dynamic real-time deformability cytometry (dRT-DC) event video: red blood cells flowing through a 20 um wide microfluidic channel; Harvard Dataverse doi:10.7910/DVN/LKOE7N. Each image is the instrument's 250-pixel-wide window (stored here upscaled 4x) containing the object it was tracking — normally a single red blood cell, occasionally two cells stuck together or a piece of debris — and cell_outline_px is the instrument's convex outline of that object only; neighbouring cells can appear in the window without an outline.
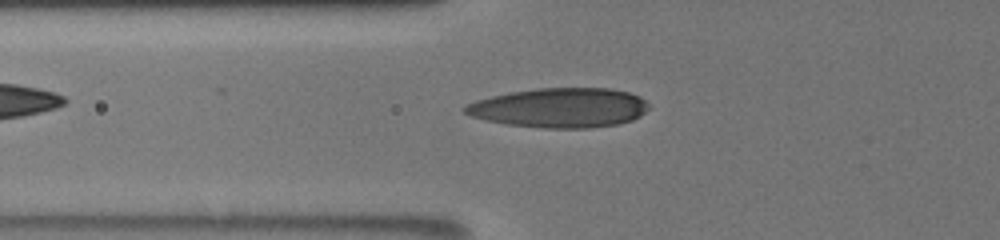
{"species": "human", "species_latin": "Homo sapiens", "temperature_condition": "room temperature", "stored_images_in_passage": 14, "camera_frame_rate_fps": 3000, "um_per_image_px": 0.085, "donor": {"sex": "male"}, "frame": {"image": 1, "passage_image": 12, "time_ms": 8.333, "image_size_px": [1000, 240], "cell_outline_px": [[652, 108], [640, 116], [632, 120], [616, 124], [588, 128], [544, 128], [508, 124], [488, 120], [472, 116], [464, 112], [460, 108], [464, 104], [476, 100], [508, 92], [540, 88], [612, 88], [628, 92], [640, 96]], "centroid_in_image_um": [47.59, 9.15], "position_along_channel_um": 78.2, "area_um2": 42.54}}
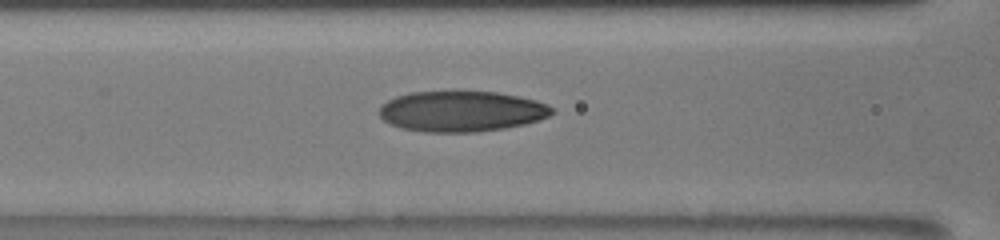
{"frame": {"image": 2, "passage_image": 14, "time_ms": 9.667, "image_size_px": [1000, 240], "cell_outline_px": [[556, 112], [540, 120], [524, 124], [504, 128], [476, 132], [424, 132], [400, 128], [388, 124], [376, 112], [380, 104], [396, 96], [412, 92], [496, 92], [536, 100], [548, 104], [556, 108]], "centroid_in_image_um": [39.21, 9.47], "position_along_channel_um": 127.4, "area_um2": 41.21}}